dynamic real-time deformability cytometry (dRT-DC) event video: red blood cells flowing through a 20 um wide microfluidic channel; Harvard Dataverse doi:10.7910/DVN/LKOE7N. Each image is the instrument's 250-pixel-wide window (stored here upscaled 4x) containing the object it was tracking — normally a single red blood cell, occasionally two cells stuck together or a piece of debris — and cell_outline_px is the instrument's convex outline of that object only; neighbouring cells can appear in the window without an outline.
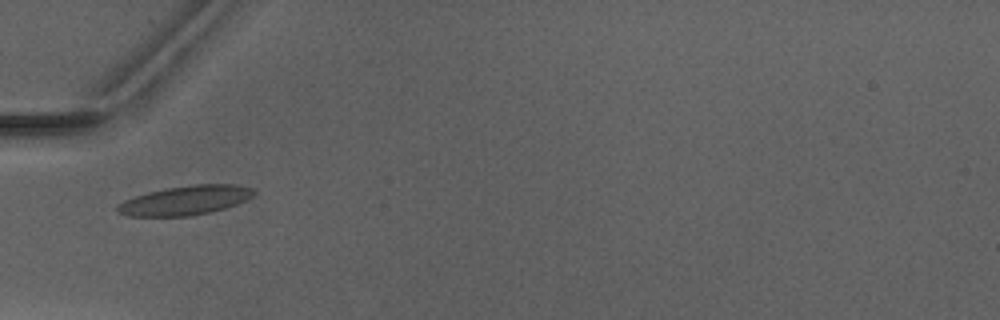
{"species": "Egyptian fruit bat (a non-hibernating species)", "species_latin": "Rousettus aegyptiacus", "temperature_condition": "warm", "stored_images_in_passage": 6, "camera_frame_rate_fps": 3000, "um_per_image_px": 0.085, "animal": {"sex": "male"}, "frame": {"image": 1, "passage_image": 5, "time_ms": 5.667, "image_size_px": [1000, 320], "cell_outline_px": [[256, 192], [252, 196], [236, 204], [212, 212], [188, 216], [128, 216], [116, 212], [116, 204], [124, 200], [148, 192], [168, 188], [192, 184], [236, 184], [252, 188]], "centroid_in_image_um": [15.72, 17.03], "position_along_channel_um": 69.3, "area_um2": 23.24}}